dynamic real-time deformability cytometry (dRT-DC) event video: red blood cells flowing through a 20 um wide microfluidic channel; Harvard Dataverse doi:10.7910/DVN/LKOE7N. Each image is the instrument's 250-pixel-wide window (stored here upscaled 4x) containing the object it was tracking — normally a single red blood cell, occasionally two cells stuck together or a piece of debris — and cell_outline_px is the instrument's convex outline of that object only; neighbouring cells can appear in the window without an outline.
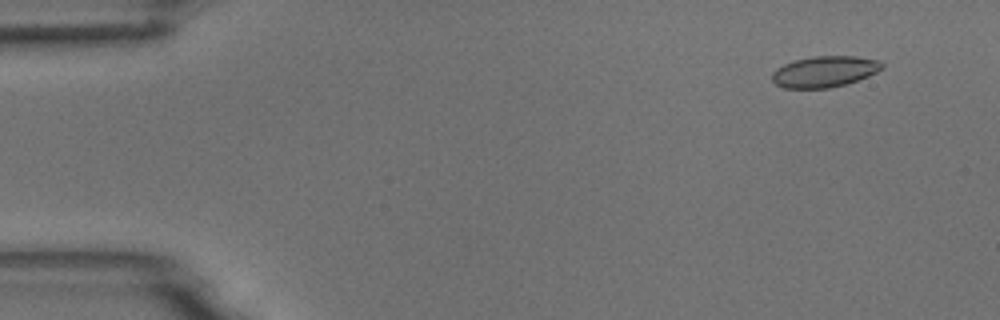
{"species": "common noctule bat (a hibernating species)", "species_latin": "Nyctalus noctula", "temperature_condition": "room temperature", "stored_images_in_passage": 5, "camera_frame_rate_fps": 3000, "um_per_image_px": 0.085, "animal": {"sex": "male", "body_mass_g": 18.8}, "frame": {"image": 1, "passage_image": 2, "time_ms": 0.333, "image_size_px": [1000, 320], "cell_outline_px": [[884, 68], [868, 76], [844, 84], [828, 88], [784, 88], [776, 84], [772, 80], [772, 72], [776, 68], [792, 60], [812, 56], [856, 56], [880, 60], [884, 64]], "centroid_in_image_um": [70.08, 6.07], "position_along_channel_um": 14.9, "area_um2": 20.0}}
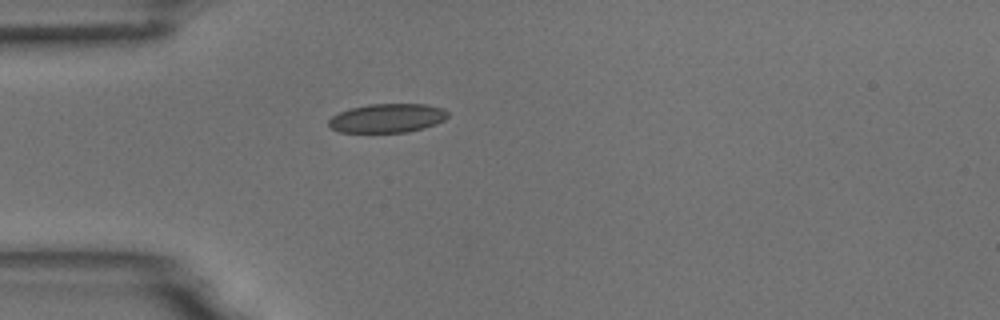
{"frame": {"image": 2, "passage_image": 5, "time_ms": 1.333, "image_size_px": [1000, 320], "cell_outline_px": [[448, 116], [444, 120], [436, 124], [424, 128], [408, 132], [340, 132], [332, 128], [328, 124], [328, 120], [332, 116], [340, 112], [352, 108], [368, 104], [428, 104], [444, 108], [448, 112]], "centroid_in_image_um": [32.96, 10.04], "position_along_channel_um": 52.0, "area_um2": 20.11}}